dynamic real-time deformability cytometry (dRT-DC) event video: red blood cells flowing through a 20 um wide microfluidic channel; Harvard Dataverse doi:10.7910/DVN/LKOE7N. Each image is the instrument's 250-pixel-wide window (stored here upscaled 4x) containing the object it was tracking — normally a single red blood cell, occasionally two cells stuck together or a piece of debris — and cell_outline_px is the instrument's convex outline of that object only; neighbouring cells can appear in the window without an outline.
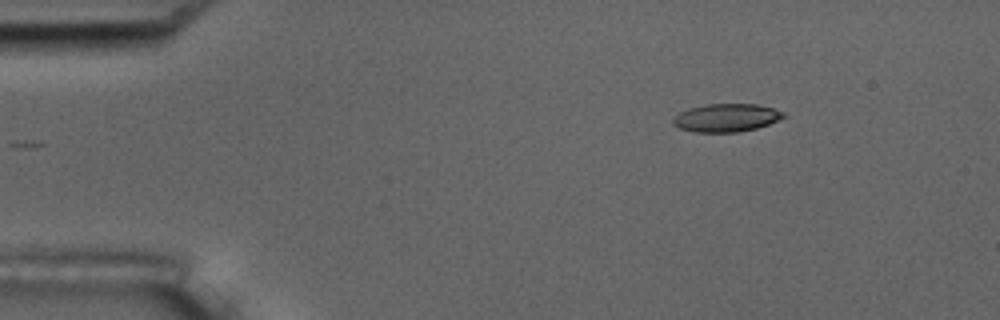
{"species": "common noctule bat (a hibernating species)", "species_latin": "Nyctalus noctula", "temperature_condition": "room temperature", "stored_images_in_passage": 3, "camera_frame_rate_fps": 3000, "um_per_image_px": 0.085, "animal": {"sex": "male", "body_mass_g": 17.5, "forearm_length_mm": 52.3}, "frame": {"image": 1, "passage_image": 3, "time_ms": 3.0, "image_size_px": [1000, 320], "cell_outline_px": [[788, 116], [768, 124], [756, 128], [736, 132], [692, 132], [680, 128], [672, 124], [672, 120], [680, 112], [688, 108], [708, 104], [756, 104], [772, 108], [784, 112]], "centroid_in_image_um": [61.74, 10.01], "position_along_channel_um": 23.3, "area_um2": 18.03}}